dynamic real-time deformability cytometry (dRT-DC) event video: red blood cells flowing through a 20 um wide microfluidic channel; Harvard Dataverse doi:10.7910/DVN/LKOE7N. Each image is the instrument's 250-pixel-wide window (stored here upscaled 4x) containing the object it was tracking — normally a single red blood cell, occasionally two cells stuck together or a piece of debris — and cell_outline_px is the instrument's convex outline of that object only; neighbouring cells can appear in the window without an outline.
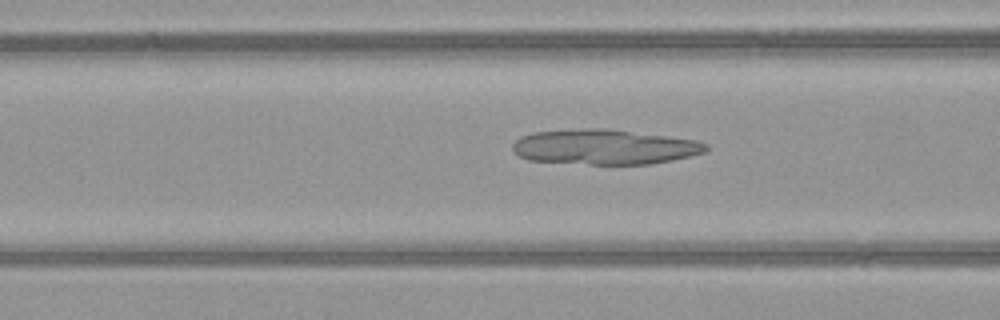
{"species": "common noctule bat (a hibernating species)", "species_latin": "Nyctalus noctula", "temperature_condition": "warm", "stored_images_in_passage": 45, "camera_frame_rate_fps": 3000, "um_per_image_px": 0.085, "animal": {"sex": "female", "body_mass_g": 21.9}, "frame": {"image": 1, "passage_image": 15, "time_ms": 4.667, "image_size_px": [1000, 320], "cell_outline_px": [[708, 148], [704, 152], [672, 160], [652, 164], [588, 164], [528, 160], [520, 156], [512, 148], [512, 144], [520, 136], [532, 132], [584, 128], [604, 128], [696, 140], [708, 144]], "centroid_in_image_um": [51.35, 12.49], "position_along_channel_um": 115.3, "area_um2": 39.36}}
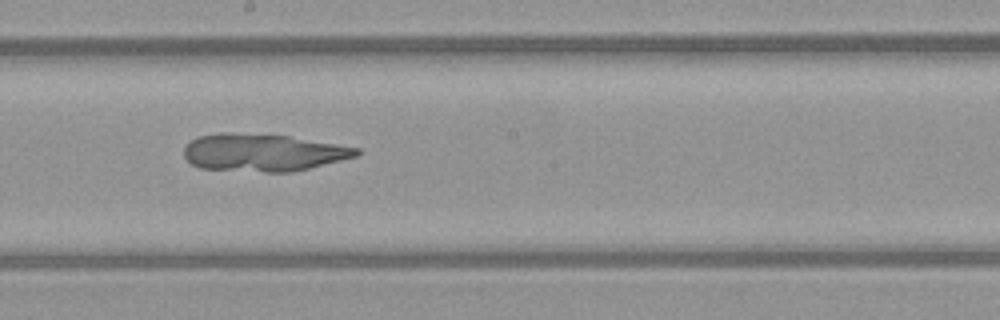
{"frame": {"image": 2, "passage_image": 23, "time_ms": 7.333, "image_size_px": [1000, 320], "cell_outline_px": [[360, 152], [356, 156], [292, 172], [264, 172], [200, 168], [192, 164], [184, 156], [184, 148], [192, 140], [200, 136], [220, 132], [232, 132], [288, 136], [360, 148]], "centroid_in_image_um": [22.33, 12.96], "position_along_channel_um": 225.9, "area_um2": 37.34}}
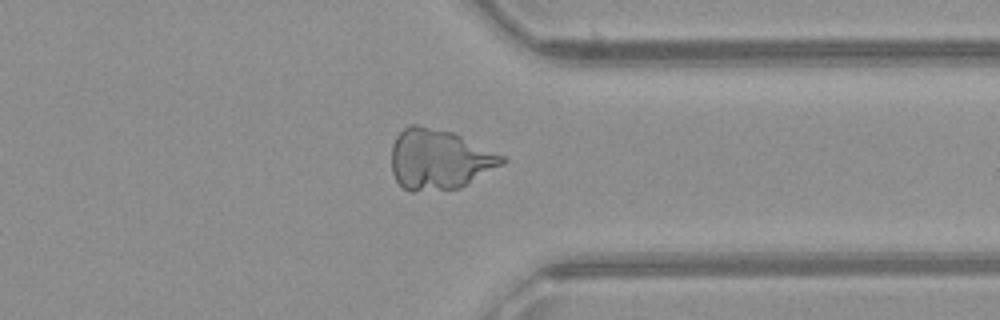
{"frame": {"image": 3, "passage_image": 34, "time_ms": 11.0, "image_size_px": [1000, 320], "cell_outline_px": [[508, 160], [504, 164], [460, 188], [412, 192], [408, 192], [396, 180], [392, 172], [392, 144], [396, 136], [408, 124], [416, 124], [452, 132], [504, 156]], "centroid_in_image_um": [37.32, 13.55], "position_along_channel_um": 374.1, "area_um2": 38.84}}